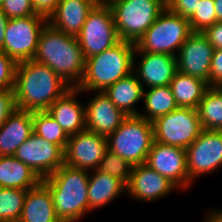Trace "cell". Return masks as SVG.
Listing matches in <instances>:
<instances>
[{"label":"cell","instance_id":"6da1fadb","mask_svg":"<svg viewBox=\"0 0 222 222\" xmlns=\"http://www.w3.org/2000/svg\"><path fill=\"white\" fill-rule=\"evenodd\" d=\"M69 89L71 87L45 64L33 59L17 63L13 89L17 109L47 111Z\"/></svg>","mask_w":222,"mask_h":222},{"label":"cell","instance_id":"7a4b0ae2","mask_svg":"<svg viewBox=\"0 0 222 222\" xmlns=\"http://www.w3.org/2000/svg\"><path fill=\"white\" fill-rule=\"evenodd\" d=\"M33 60L45 64L71 88H78L85 59L77 37L67 35L47 23L40 34Z\"/></svg>","mask_w":222,"mask_h":222},{"label":"cell","instance_id":"3957f363","mask_svg":"<svg viewBox=\"0 0 222 222\" xmlns=\"http://www.w3.org/2000/svg\"><path fill=\"white\" fill-rule=\"evenodd\" d=\"M89 172L63 164L42 183L50 190L61 222H78L88 214Z\"/></svg>","mask_w":222,"mask_h":222},{"label":"cell","instance_id":"277c9868","mask_svg":"<svg viewBox=\"0 0 222 222\" xmlns=\"http://www.w3.org/2000/svg\"><path fill=\"white\" fill-rule=\"evenodd\" d=\"M134 53V43L120 40L103 52L86 58L78 89L84 93L105 91L133 72Z\"/></svg>","mask_w":222,"mask_h":222},{"label":"cell","instance_id":"5b68a950","mask_svg":"<svg viewBox=\"0 0 222 222\" xmlns=\"http://www.w3.org/2000/svg\"><path fill=\"white\" fill-rule=\"evenodd\" d=\"M193 33L187 18L167 7L135 44V51L177 56L180 47Z\"/></svg>","mask_w":222,"mask_h":222},{"label":"cell","instance_id":"8992f818","mask_svg":"<svg viewBox=\"0 0 222 222\" xmlns=\"http://www.w3.org/2000/svg\"><path fill=\"white\" fill-rule=\"evenodd\" d=\"M153 142L152 122L140 116H127L107 137V149L136 166L146 163Z\"/></svg>","mask_w":222,"mask_h":222},{"label":"cell","instance_id":"52a82bcc","mask_svg":"<svg viewBox=\"0 0 222 222\" xmlns=\"http://www.w3.org/2000/svg\"><path fill=\"white\" fill-rule=\"evenodd\" d=\"M120 40L136 44L166 8V0H112Z\"/></svg>","mask_w":222,"mask_h":222},{"label":"cell","instance_id":"ba28073f","mask_svg":"<svg viewBox=\"0 0 222 222\" xmlns=\"http://www.w3.org/2000/svg\"><path fill=\"white\" fill-rule=\"evenodd\" d=\"M154 141L186 149L203 131L197 109L178 107L152 121Z\"/></svg>","mask_w":222,"mask_h":222},{"label":"cell","instance_id":"9c48e42d","mask_svg":"<svg viewBox=\"0 0 222 222\" xmlns=\"http://www.w3.org/2000/svg\"><path fill=\"white\" fill-rule=\"evenodd\" d=\"M84 59L120 41L110 5H95L77 36Z\"/></svg>","mask_w":222,"mask_h":222},{"label":"cell","instance_id":"30bf717a","mask_svg":"<svg viewBox=\"0 0 222 222\" xmlns=\"http://www.w3.org/2000/svg\"><path fill=\"white\" fill-rule=\"evenodd\" d=\"M47 18L39 14L9 19L4 37L3 52L16 63L32 60Z\"/></svg>","mask_w":222,"mask_h":222},{"label":"cell","instance_id":"8fae6325","mask_svg":"<svg viewBox=\"0 0 222 222\" xmlns=\"http://www.w3.org/2000/svg\"><path fill=\"white\" fill-rule=\"evenodd\" d=\"M190 186L195 178L222 167V131L203 130L186 148Z\"/></svg>","mask_w":222,"mask_h":222},{"label":"cell","instance_id":"7c38bea8","mask_svg":"<svg viewBox=\"0 0 222 222\" xmlns=\"http://www.w3.org/2000/svg\"><path fill=\"white\" fill-rule=\"evenodd\" d=\"M64 150L32 133L14 153V157L30 167L41 179L50 176L64 164Z\"/></svg>","mask_w":222,"mask_h":222},{"label":"cell","instance_id":"4fadbf2b","mask_svg":"<svg viewBox=\"0 0 222 222\" xmlns=\"http://www.w3.org/2000/svg\"><path fill=\"white\" fill-rule=\"evenodd\" d=\"M145 164L168 178L179 190L190 188L186 149L154 141Z\"/></svg>","mask_w":222,"mask_h":222},{"label":"cell","instance_id":"5bb4252c","mask_svg":"<svg viewBox=\"0 0 222 222\" xmlns=\"http://www.w3.org/2000/svg\"><path fill=\"white\" fill-rule=\"evenodd\" d=\"M107 150V137L90 131L69 136L64 164L77 169L96 170Z\"/></svg>","mask_w":222,"mask_h":222},{"label":"cell","instance_id":"9a60e30c","mask_svg":"<svg viewBox=\"0 0 222 222\" xmlns=\"http://www.w3.org/2000/svg\"><path fill=\"white\" fill-rule=\"evenodd\" d=\"M213 46L202 32H193L177 54V70L204 80L209 85Z\"/></svg>","mask_w":222,"mask_h":222},{"label":"cell","instance_id":"2e32d148","mask_svg":"<svg viewBox=\"0 0 222 222\" xmlns=\"http://www.w3.org/2000/svg\"><path fill=\"white\" fill-rule=\"evenodd\" d=\"M138 54V55H137ZM140 56L136 62V57ZM139 61V62H138ZM177 72V57L169 54L135 51L133 73L148 88L168 86Z\"/></svg>","mask_w":222,"mask_h":222},{"label":"cell","instance_id":"e0dca14e","mask_svg":"<svg viewBox=\"0 0 222 222\" xmlns=\"http://www.w3.org/2000/svg\"><path fill=\"white\" fill-rule=\"evenodd\" d=\"M175 189L179 190L168 178L160 175L145 163L133 166L126 185L127 195L143 202L156 201L169 195Z\"/></svg>","mask_w":222,"mask_h":222},{"label":"cell","instance_id":"ac0fdd59","mask_svg":"<svg viewBox=\"0 0 222 222\" xmlns=\"http://www.w3.org/2000/svg\"><path fill=\"white\" fill-rule=\"evenodd\" d=\"M85 105L86 130L108 137L127 117L104 93L96 91Z\"/></svg>","mask_w":222,"mask_h":222},{"label":"cell","instance_id":"d6986e66","mask_svg":"<svg viewBox=\"0 0 222 222\" xmlns=\"http://www.w3.org/2000/svg\"><path fill=\"white\" fill-rule=\"evenodd\" d=\"M82 93L78 88H71L47 110L68 136L86 130L85 104L78 100Z\"/></svg>","mask_w":222,"mask_h":222},{"label":"cell","instance_id":"ffe728a7","mask_svg":"<svg viewBox=\"0 0 222 222\" xmlns=\"http://www.w3.org/2000/svg\"><path fill=\"white\" fill-rule=\"evenodd\" d=\"M94 6L90 0H60L47 22L57 30L77 37Z\"/></svg>","mask_w":222,"mask_h":222},{"label":"cell","instance_id":"44dd1931","mask_svg":"<svg viewBox=\"0 0 222 222\" xmlns=\"http://www.w3.org/2000/svg\"><path fill=\"white\" fill-rule=\"evenodd\" d=\"M32 133V112L15 109L0 127V156H13Z\"/></svg>","mask_w":222,"mask_h":222},{"label":"cell","instance_id":"7402d4cb","mask_svg":"<svg viewBox=\"0 0 222 222\" xmlns=\"http://www.w3.org/2000/svg\"><path fill=\"white\" fill-rule=\"evenodd\" d=\"M126 192V185L118 178L96 170L89 172L88 213L103 208Z\"/></svg>","mask_w":222,"mask_h":222},{"label":"cell","instance_id":"603a6c76","mask_svg":"<svg viewBox=\"0 0 222 222\" xmlns=\"http://www.w3.org/2000/svg\"><path fill=\"white\" fill-rule=\"evenodd\" d=\"M18 222H61L55 212L51 192L42 182L27 190Z\"/></svg>","mask_w":222,"mask_h":222},{"label":"cell","instance_id":"cb8c5ba5","mask_svg":"<svg viewBox=\"0 0 222 222\" xmlns=\"http://www.w3.org/2000/svg\"><path fill=\"white\" fill-rule=\"evenodd\" d=\"M104 93L126 116H139L141 110L135 104L143 99L144 88L133 72L110 85Z\"/></svg>","mask_w":222,"mask_h":222},{"label":"cell","instance_id":"d4e9b609","mask_svg":"<svg viewBox=\"0 0 222 222\" xmlns=\"http://www.w3.org/2000/svg\"><path fill=\"white\" fill-rule=\"evenodd\" d=\"M41 182L30 167L14 156H0V188L29 190Z\"/></svg>","mask_w":222,"mask_h":222},{"label":"cell","instance_id":"484cf974","mask_svg":"<svg viewBox=\"0 0 222 222\" xmlns=\"http://www.w3.org/2000/svg\"><path fill=\"white\" fill-rule=\"evenodd\" d=\"M178 107L197 109L205 92L210 88L207 82L177 70L169 84Z\"/></svg>","mask_w":222,"mask_h":222},{"label":"cell","instance_id":"4316f807","mask_svg":"<svg viewBox=\"0 0 222 222\" xmlns=\"http://www.w3.org/2000/svg\"><path fill=\"white\" fill-rule=\"evenodd\" d=\"M142 100L146 113L140 112L139 116L150 122L178 108L169 85L144 89Z\"/></svg>","mask_w":222,"mask_h":222},{"label":"cell","instance_id":"83f0119b","mask_svg":"<svg viewBox=\"0 0 222 222\" xmlns=\"http://www.w3.org/2000/svg\"><path fill=\"white\" fill-rule=\"evenodd\" d=\"M203 130L222 131V97L210 87L197 107Z\"/></svg>","mask_w":222,"mask_h":222},{"label":"cell","instance_id":"f1b7e54d","mask_svg":"<svg viewBox=\"0 0 222 222\" xmlns=\"http://www.w3.org/2000/svg\"><path fill=\"white\" fill-rule=\"evenodd\" d=\"M32 120L33 133L48 142L59 145L65 151L69 136L48 111L32 112Z\"/></svg>","mask_w":222,"mask_h":222},{"label":"cell","instance_id":"f546056e","mask_svg":"<svg viewBox=\"0 0 222 222\" xmlns=\"http://www.w3.org/2000/svg\"><path fill=\"white\" fill-rule=\"evenodd\" d=\"M27 190L0 188V222L20 220Z\"/></svg>","mask_w":222,"mask_h":222},{"label":"cell","instance_id":"4dcf8cb0","mask_svg":"<svg viewBox=\"0 0 222 222\" xmlns=\"http://www.w3.org/2000/svg\"><path fill=\"white\" fill-rule=\"evenodd\" d=\"M133 166L118 154L106 150L97 170L120 179L125 185L129 182Z\"/></svg>","mask_w":222,"mask_h":222},{"label":"cell","instance_id":"1f68e13d","mask_svg":"<svg viewBox=\"0 0 222 222\" xmlns=\"http://www.w3.org/2000/svg\"><path fill=\"white\" fill-rule=\"evenodd\" d=\"M214 0H200L194 13L188 18L193 32H203L217 22Z\"/></svg>","mask_w":222,"mask_h":222},{"label":"cell","instance_id":"d6a6232c","mask_svg":"<svg viewBox=\"0 0 222 222\" xmlns=\"http://www.w3.org/2000/svg\"><path fill=\"white\" fill-rule=\"evenodd\" d=\"M0 9L9 19L37 14L31 0H4Z\"/></svg>","mask_w":222,"mask_h":222},{"label":"cell","instance_id":"836d02e7","mask_svg":"<svg viewBox=\"0 0 222 222\" xmlns=\"http://www.w3.org/2000/svg\"><path fill=\"white\" fill-rule=\"evenodd\" d=\"M16 66L10 56L0 52V89H14Z\"/></svg>","mask_w":222,"mask_h":222},{"label":"cell","instance_id":"e575fe53","mask_svg":"<svg viewBox=\"0 0 222 222\" xmlns=\"http://www.w3.org/2000/svg\"><path fill=\"white\" fill-rule=\"evenodd\" d=\"M200 0H166V7L175 14L184 18H189Z\"/></svg>","mask_w":222,"mask_h":222},{"label":"cell","instance_id":"d590c367","mask_svg":"<svg viewBox=\"0 0 222 222\" xmlns=\"http://www.w3.org/2000/svg\"><path fill=\"white\" fill-rule=\"evenodd\" d=\"M15 109L14 90L0 89V127Z\"/></svg>","mask_w":222,"mask_h":222},{"label":"cell","instance_id":"8d00e7d4","mask_svg":"<svg viewBox=\"0 0 222 222\" xmlns=\"http://www.w3.org/2000/svg\"><path fill=\"white\" fill-rule=\"evenodd\" d=\"M222 81V49H215L210 66L209 87Z\"/></svg>","mask_w":222,"mask_h":222},{"label":"cell","instance_id":"74e56055","mask_svg":"<svg viewBox=\"0 0 222 222\" xmlns=\"http://www.w3.org/2000/svg\"><path fill=\"white\" fill-rule=\"evenodd\" d=\"M202 33L214 49H222V22L214 23Z\"/></svg>","mask_w":222,"mask_h":222},{"label":"cell","instance_id":"f35d334b","mask_svg":"<svg viewBox=\"0 0 222 222\" xmlns=\"http://www.w3.org/2000/svg\"><path fill=\"white\" fill-rule=\"evenodd\" d=\"M37 14L49 18L55 11L60 0H31Z\"/></svg>","mask_w":222,"mask_h":222},{"label":"cell","instance_id":"ab89813d","mask_svg":"<svg viewBox=\"0 0 222 222\" xmlns=\"http://www.w3.org/2000/svg\"><path fill=\"white\" fill-rule=\"evenodd\" d=\"M9 21V18L6 14L0 9V52L4 49V37L6 25Z\"/></svg>","mask_w":222,"mask_h":222},{"label":"cell","instance_id":"60d3db41","mask_svg":"<svg viewBox=\"0 0 222 222\" xmlns=\"http://www.w3.org/2000/svg\"><path fill=\"white\" fill-rule=\"evenodd\" d=\"M205 218L203 222H222V209H212L209 214H206Z\"/></svg>","mask_w":222,"mask_h":222},{"label":"cell","instance_id":"b9f144b4","mask_svg":"<svg viewBox=\"0 0 222 222\" xmlns=\"http://www.w3.org/2000/svg\"><path fill=\"white\" fill-rule=\"evenodd\" d=\"M217 22H222V0H214Z\"/></svg>","mask_w":222,"mask_h":222},{"label":"cell","instance_id":"7bdbcfd3","mask_svg":"<svg viewBox=\"0 0 222 222\" xmlns=\"http://www.w3.org/2000/svg\"><path fill=\"white\" fill-rule=\"evenodd\" d=\"M94 5H110L112 0H90Z\"/></svg>","mask_w":222,"mask_h":222},{"label":"cell","instance_id":"ee69618b","mask_svg":"<svg viewBox=\"0 0 222 222\" xmlns=\"http://www.w3.org/2000/svg\"><path fill=\"white\" fill-rule=\"evenodd\" d=\"M213 88L219 93V95L222 97V81L213 86Z\"/></svg>","mask_w":222,"mask_h":222},{"label":"cell","instance_id":"f6af8a7d","mask_svg":"<svg viewBox=\"0 0 222 222\" xmlns=\"http://www.w3.org/2000/svg\"><path fill=\"white\" fill-rule=\"evenodd\" d=\"M3 2H4V0H0V7H1V5L3 4Z\"/></svg>","mask_w":222,"mask_h":222}]
</instances>
